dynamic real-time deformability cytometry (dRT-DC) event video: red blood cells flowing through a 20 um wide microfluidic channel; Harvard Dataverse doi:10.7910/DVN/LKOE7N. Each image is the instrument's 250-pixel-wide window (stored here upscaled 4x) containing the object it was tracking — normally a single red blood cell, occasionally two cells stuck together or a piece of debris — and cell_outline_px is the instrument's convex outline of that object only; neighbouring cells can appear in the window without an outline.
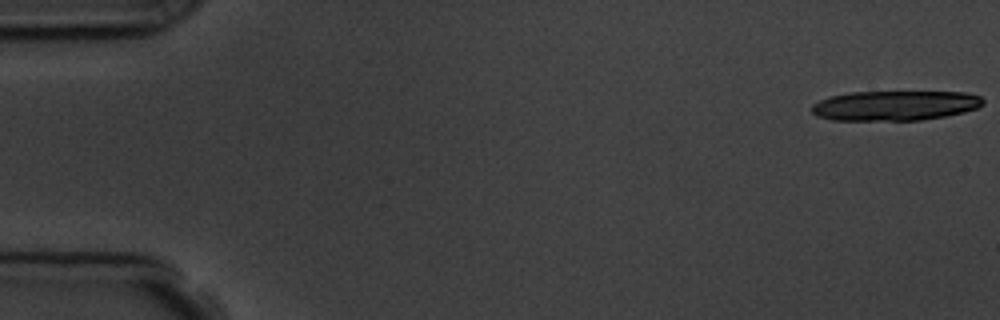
{"species": "common noctule bat (a hibernating species)", "species_latin": "Nyctalus noctula", "temperature_condition": "room temperature", "stored_images_in_passage": 6, "camera_frame_rate_fps": 3000, "um_per_image_px": 0.085, "animal": {"sex": "male", "body_mass_g": 19.5, "forearm_length_mm": 54.6}, "frame": {"image": 1, "passage_image": 1, "time_ms": 0.0, "image_size_px": [1000, 320], "cell_outline_px": [[984, 104], [976, 108], [964, 112], [944, 116], [920, 120], [832, 120], [816, 116], [812, 112], [812, 104], [820, 100], [832, 96], [848, 92], [964, 92], [980, 96], [984, 100]], "centroid_in_image_um": [76.07, 8.97], "position_along_channel_um": 8.9, "area_um2": 29.77}}